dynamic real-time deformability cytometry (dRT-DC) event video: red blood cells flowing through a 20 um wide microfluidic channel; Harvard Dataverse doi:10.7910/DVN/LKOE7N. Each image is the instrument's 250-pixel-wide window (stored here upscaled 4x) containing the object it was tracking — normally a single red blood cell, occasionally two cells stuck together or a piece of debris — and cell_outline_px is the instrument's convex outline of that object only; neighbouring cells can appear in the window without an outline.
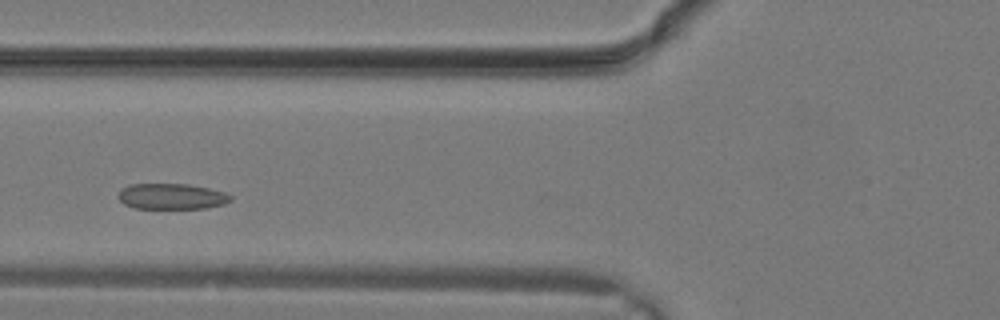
{"species": "common noctule bat (a hibernating species)", "species_latin": "Nyctalus noctula", "temperature_condition": "warm", "stored_images_in_passage": 12, "camera_frame_rate_fps": 3000, "um_per_image_px": 0.085, "animal": {"sex": "male", "body_mass_g": 19.2, "forearm_length_mm": 51.8}, "frame": {"image": 1, "passage_image": 5, "time_ms": 1.333, "image_size_px": [1000, 320], "cell_outline_px": [[232, 200], [224, 204], [208, 208], [136, 208], [124, 204], [120, 200], [120, 188], [128, 184], [188, 184], [208, 188], [224, 192], [232, 196]], "centroid_in_image_um": [14.61, 16.69], "position_along_channel_um": 111.2, "area_um2": 16.82}}
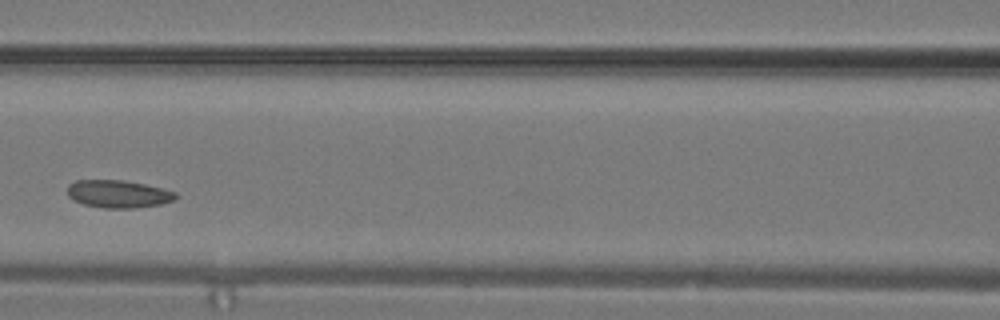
{"frame": {"image": 2, "passage_image": 7, "time_ms": 2.0, "image_size_px": [1000, 320], "cell_outline_px": [[176, 196], [172, 200], [160, 204], [132, 208], [104, 208], [84, 204], [72, 200], [68, 196], [68, 184], [76, 180], [124, 180], [164, 188], [176, 192]], "centroid_in_image_um": [10.02, 16.48], "position_along_channel_um": 156.6, "area_um2": 17.4}}
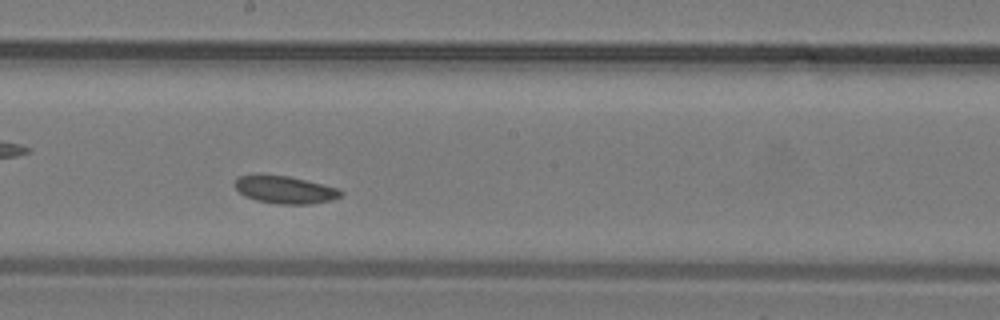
{"frame": {"image": 3, "passage_image": 10, "time_ms": 3.0, "image_size_px": [1000, 320], "cell_outline_px": [[344, 192], [340, 196], [332, 200], [312, 204], [280, 204], [256, 200], [244, 196], [232, 184], [240, 176], [260, 172], [288, 176], [340, 188]], "centroid_in_image_um": [24.2, 16.1], "position_along_channel_um": 224.0, "area_um2": 17.46}}